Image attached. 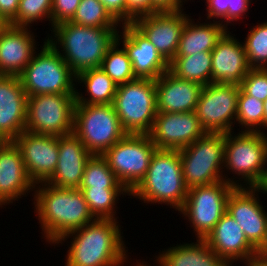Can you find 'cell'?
<instances>
[{"instance_id":"6da1fadb","label":"cell","mask_w":267,"mask_h":266,"mask_svg":"<svg viewBox=\"0 0 267 266\" xmlns=\"http://www.w3.org/2000/svg\"><path fill=\"white\" fill-rule=\"evenodd\" d=\"M33 190L34 212L41 224L43 238L51 246L95 220L78 188H58L45 182L35 184Z\"/></svg>"},{"instance_id":"7a4b0ae2","label":"cell","mask_w":267,"mask_h":266,"mask_svg":"<svg viewBox=\"0 0 267 266\" xmlns=\"http://www.w3.org/2000/svg\"><path fill=\"white\" fill-rule=\"evenodd\" d=\"M118 221L95 219L61 238L56 245L73 236L64 266H124L129 255Z\"/></svg>"},{"instance_id":"3957f363","label":"cell","mask_w":267,"mask_h":266,"mask_svg":"<svg viewBox=\"0 0 267 266\" xmlns=\"http://www.w3.org/2000/svg\"><path fill=\"white\" fill-rule=\"evenodd\" d=\"M117 28L87 27L70 21L55 25L46 39L75 75L98 68L108 48L116 41ZM61 49V51H60ZM62 52V53H61Z\"/></svg>"},{"instance_id":"277c9868","label":"cell","mask_w":267,"mask_h":266,"mask_svg":"<svg viewBox=\"0 0 267 266\" xmlns=\"http://www.w3.org/2000/svg\"><path fill=\"white\" fill-rule=\"evenodd\" d=\"M187 192L179 150L156 149L145 177L130 192V196L144 203L165 204L179 211Z\"/></svg>"},{"instance_id":"5b68a950","label":"cell","mask_w":267,"mask_h":266,"mask_svg":"<svg viewBox=\"0 0 267 266\" xmlns=\"http://www.w3.org/2000/svg\"><path fill=\"white\" fill-rule=\"evenodd\" d=\"M18 75L28 97L38 94L75 95L76 75L60 53L46 41ZM39 52V53H38Z\"/></svg>"},{"instance_id":"8992f818","label":"cell","mask_w":267,"mask_h":266,"mask_svg":"<svg viewBox=\"0 0 267 266\" xmlns=\"http://www.w3.org/2000/svg\"><path fill=\"white\" fill-rule=\"evenodd\" d=\"M224 153V133H205L200 139L180 149L186 188L210 185L222 180L231 184L232 178L226 177L223 171Z\"/></svg>"},{"instance_id":"52a82bcc","label":"cell","mask_w":267,"mask_h":266,"mask_svg":"<svg viewBox=\"0 0 267 266\" xmlns=\"http://www.w3.org/2000/svg\"><path fill=\"white\" fill-rule=\"evenodd\" d=\"M113 106L127 134L148 135L158 113L156 80L137 78L118 85Z\"/></svg>"},{"instance_id":"ba28073f","label":"cell","mask_w":267,"mask_h":266,"mask_svg":"<svg viewBox=\"0 0 267 266\" xmlns=\"http://www.w3.org/2000/svg\"><path fill=\"white\" fill-rule=\"evenodd\" d=\"M266 146L267 133L264 132L240 131L234 134L233 131L225 134L223 171L232 172L233 177L239 176L231 180L232 186L261 188V171Z\"/></svg>"},{"instance_id":"9c48e42d","label":"cell","mask_w":267,"mask_h":266,"mask_svg":"<svg viewBox=\"0 0 267 266\" xmlns=\"http://www.w3.org/2000/svg\"><path fill=\"white\" fill-rule=\"evenodd\" d=\"M73 133L92 155H103L127 134L113 104H75Z\"/></svg>"},{"instance_id":"30bf717a","label":"cell","mask_w":267,"mask_h":266,"mask_svg":"<svg viewBox=\"0 0 267 266\" xmlns=\"http://www.w3.org/2000/svg\"><path fill=\"white\" fill-rule=\"evenodd\" d=\"M235 187L224 180L188 189L178 211L190 222L196 239L204 240L227 211V199Z\"/></svg>"},{"instance_id":"8fae6325","label":"cell","mask_w":267,"mask_h":266,"mask_svg":"<svg viewBox=\"0 0 267 266\" xmlns=\"http://www.w3.org/2000/svg\"><path fill=\"white\" fill-rule=\"evenodd\" d=\"M156 149L149 135L126 134L102 156L120 183L131 192L145 177Z\"/></svg>"},{"instance_id":"7c38bea8","label":"cell","mask_w":267,"mask_h":266,"mask_svg":"<svg viewBox=\"0 0 267 266\" xmlns=\"http://www.w3.org/2000/svg\"><path fill=\"white\" fill-rule=\"evenodd\" d=\"M76 95L38 94L27 99L25 130L61 136L73 132Z\"/></svg>"},{"instance_id":"4fadbf2b","label":"cell","mask_w":267,"mask_h":266,"mask_svg":"<svg viewBox=\"0 0 267 266\" xmlns=\"http://www.w3.org/2000/svg\"><path fill=\"white\" fill-rule=\"evenodd\" d=\"M240 85L210 83L203 86L195 114L206 133L233 132Z\"/></svg>"},{"instance_id":"5bb4252c","label":"cell","mask_w":267,"mask_h":266,"mask_svg":"<svg viewBox=\"0 0 267 266\" xmlns=\"http://www.w3.org/2000/svg\"><path fill=\"white\" fill-rule=\"evenodd\" d=\"M266 195L267 189L235 187L227 199V211L239 224L247 240L257 249L264 241L267 212L259 202L258 193Z\"/></svg>"},{"instance_id":"9a60e30c","label":"cell","mask_w":267,"mask_h":266,"mask_svg":"<svg viewBox=\"0 0 267 266\" xmlns=\"http://www.w3.org/2000/svg\"><path fill=\"white\" fill-rule=\"evenodd\" d=\"M184 10L159 11L136 18L132 24L155 46L169 63L177 53L187 19Z\"/></svg>"},{"instance_id":"2e32d148","label":"cell","mask_w":267,"mask_h":266,"mask_svg":"<svg viewBox=\"0 0 267 266\" xmlns=\"http://www.w3.org/2000/svg\"><path fill=\"white\" fill-rule=\"evenodd\" d=\"M19 148L26 173L34 184L47 182L59 157L58 136L22 132L14 141Z\"/></svg>"},{"instance_id":"e0dca14e","label":"cell","mask_w":267,"mask_h":266,"mask_svg":"<svg viewBox=\"0 0 267 266\" xmlns=\"http://www.w3.org/2000/svg\"><path fill=\"white\" fill-rule=\"evenodd\" d=\"M205 133L195 111L158 112L148 135L157 149L180 150Z\"/></svg>"},{"instance_id":"ac0fdd59","label":"cell","mask_w":267,"mask_h":266,"mask_svg":"<svg viewBox=\"0 0 267 266\" xmlns=\"http://www.w3.org/2000/svg\"><path fill=\"white\" fill-rule=\"evenodd\" d=\"M120 25L122 32H117L116 40L126 50L137 78L156 80L169 70V63L132 23Z\"/></svg>"},{"instance_id":"d6986e66","label":"cell","mask_w":267,"mask_h":266,"mask_svg":"<svg viewBox=\"0 0 267 266\" xmlns=\"http://www.w3.org/2000/svg\"><path fill=\"white\" fill-rule=\"evenodd\" d=\"M207 245L230 266L240 261L251 266L256 258V248L247 240L235 219L226 212L204 239Z\"/></svg>"},{"instance_id":"ffe728a7","label":"cell","mask_w":267,"mask_h":266,"mask_svg":"<svg viewBox=\"0 0 267 266\" xmlns=\"http://www.w3.org/2000/svg\"><path fill=\"white\" fill-rule=\"evenodd\" d=\"M27 99L18 76L0 75V135L5 141L25 131Z\"/></svg>"},{"instance_id":"44dd1931","label":"cell","mask_w":267,"mask_h":266,"mask_svg":"<svg viewBox=\"0 0 267 266\" xmlns=\"http://www.w3.org/2000/svg\"><path fill=\"white\" fill-rule=\"evenodd\" d=\"M30 29L6 24L0 31V75L18 76L30 63L38 50Z\"/></svg>"},{"instance_id":"7402d4cb","label":"cell","mask_w":267,"mask_h":266,"mask_svg":"<svg viewBox=\"0 0 267 266\" xmlns=\"http://www.w3.org/2000/svg\"><path fill=\"white\" fill-rule=\"evenodd\" d=\"M34 187L19 148L13 141H6L0 147V207L25 197Z\"/></svg>"},{"instance_id":"603a6c76","label":"cell","mask_w":267,"mask_h":266,"mask_svg":"<svg viewBox=\"0 0 267 266\" xmlns=\"http://www.w3.org/2000/svg\"><path fill=\"white\" fill-rule=\"evenodd\" d=\"M212 83L240 85L251 69L243 42L227 31L211 51Z\"/></svg>"},{"instance_id":"cb8c5ba5","label":"cell","mask_w":267,"mask_h":266,"mask_svg":"<svg viewBox=\"0 0 267 266\" xmlns=\"http://www.w3.org/2000/svg\"><path fill=\"white\" fill-rule=\"evenodd\" d=\"M58 148L56 169L46 183L58 188H79L86 162L92 154L73 132L58 136Z\"/></svg>"},{"instance_id":"d4e9b609","label":"cell","mask_w":267,"mask_h":266,"mask_svg":"<svg viewBox=\"0 0 267 266\" xmlns=\"http://www.w3.org/2000/svg\"><path fill=\"white\" fill-rule=\"evenodd\" d=\"M202 89L201 84L180 79L167 70L156 79L157 111H195Z\"/></svg>"},{"instance_id":"484cf974","label":"cell","mask_w":267,"mask_h":266,"mask_svg":"<svg viewBox=\"0 0 267 266\" xmlns=\"http://www.w3.org/2000/svg\"><path fill=\"white\" fill-rule=\"evenodd\" d=\"M155 258V266H230L200 239L194 243H177Z\"/></svg>"},{"instance_id":"4316f807","label":"cell","mask_w":267,"mask_h":266,"mask_svg":"<svg viewBox=\"0 0 267 266\" xmlns=\"http://www.w3.org/2000/svg\"><path fill=\"white\" fill-rule=\"evenodd\" d=\"M228 29L219 21L195 23L191 16L183 29L176 56H190L198 52H211Z\"/></svg>"},{"instance_id":"83f0119b","label":"cell","mask_w":267,"mask_h":266,"mask_svg":"<svg viewBox=\"0 0 267 266\" xmlns=\"http://www.w3.org/2000/svg\"><path fill=\"white\" fill-rule=\"evenodd\" d=\"M77 82L83 84L87 93L84 96L89 97L76 90V104H113L117 85L100 67L79 73Z\"/></svg>"},{"instance_id":"f1b7e54d","label":"cell","mask_w":267,"mask_h":266,"mask_svg":"<svg viewBox=\"0 0 267 266\" xmlns=\"http://www.w3.org/2000/svg\"><path fill=\"white\" fill-rule=\"evenodd\" d=\"M169 71L176 77L202 86L212 83L211 52H198L190 56H175L169 62Z\"/></svg>"},{"instance_id":"f546056e","label":"cell","mask_w":267,"mask_h":266,"mask_svg":"<svg viewBox=\"0 0 267 266\" xmlns=\"http://www.w3.org/2000/svg\"><path fill=\"white\" fill-rule=\"evenodd\" d=\"M82 191L88 208L95 219H118L115 217L119 196H130L126 188H78ZM118 199V200H117Z\"/></svg>"},{"instance_id":"4dcf8cb0","label":"cell","mask_w":267,"mask_h":266,"mask_svg":"<svg viewBox=\"0 0 267 266\" xmlns=\"http://www.w3.org/2000/svg\"><path fill=\"white\" fill-rule=\"evenodd\" d=\"M100 68L117 86L137 79L126 50L117 40L108 48Z\"/></svg>"},{"instance_id":"1f68e13d","label":"cell","mask_w":267,"mask_h":266,"mask_svg":"<svg viewBox=\"0 0 267 266\" xmlns=\"http://www.w3.org/2000/svg\"><path fill=\"white\" fill-rule=\"evenodd\" d=\"M70 22L87 27L120 28V23L100 0H81Z\"/></svg>"},{"instance_id":"d6a6232c","label":"cell","mask_w":267,"mask_h":266,"mask_svg":"<svg viewBox=\"0 0 267 266\" xmlns=\"http://www.w3.org/2000/svg\"><path fill=\"white\" fill-rule=\"evenodd\" d=\"M79 188H125L102 155H92L86 162Z\"/></svg>"},{"instance_id":"836d02e7","label":"cell","mask_w":267,"mask_h":266,"mask_svg":"<svg viewBox=\"0 0 267 266\" xmlns=\"http://www.w3.org/2000/svg\"><path fill=\"white\" fill-rule=\"evenodd\" d=\"M264 103L240 89L235 124L241 132H263Z\"/></svg>"},{"instance_id":"e575fe53","label":"cell","mask_w":267,"mask_h":266,"mask_svg":"<svg viewBox=\"0 0 267 266\" xmlns=\"http://www.w3.org/2000/svg\"><path fill=\"white\" fill-rule=\"evenodd\" d=\"M253 0H206L207 20L216 21L224 25L227 29L228 25L246 15ZM216 18V19H215ZM223 19V20H222Z\"/></svg>"},{"instance_id":"d590c367","label":"cell","mask_w":267,"mask_h":266,"mask_svg":"<svg viewBox=\"0 0 267 266\" xmlns=\"http://www.w3.org/2000/svg\"><path fill=\"white\" fill-rule=\"evenodd\" d=\"M243 44L250 68L267 69V22L251 26Z\"/></svg>"},{"instance_id":"8d00e7d4","label":"cell","mask_w":267,"mask_h":266,"mask_svg":"<svg viewBox=\"0 0 267 266\" xmlns=\"http://www.w3.org/2000/svg\"><path fill=\"white\" fill-rule=\"evenodd\" d=\"M53 0H20L16 17L9 23L16 27H31L37 21H50Z\"/></svg>"},{"instance_id":"74e56055","label":"cell","mask_w":267,"mask_h":266,"mask_svg":"<svg viewBox=\"0 0 267 266\" xmlns=\"http://www.w3.org/2000/svg\"><path fill=\"white\" fill-rule=\"evenodd\" d=\"M240 87L247 95L264 102L267 98V69L251 68Z\"/></svg>"},{"instance_id":"f35d334b","label":"cell","mask_w":267,"mask_h":266,"mask_svg":"<svg viewBox=\"0 0 267 266\" xmlns=\"http://www.w3.org/2000/svg\"><path fill=\"white\" fill-rule=\"evenodd\" d=\"M81 0H53L51 9V28L62 22L70 21Z\"/></svg>"},{"instance_id":"ab89813d","label":"cell","mask_w":267,"mask_h":266,"mask_svg":"<svg viewBox=\"0 0 267 266\" xmlns=\"http://www.w3.org/2000/svg\"><path fill=\"white\" fill-rule=\"evenodd\" d=\"M152 0H127V23L136 18L159 12Z\"/></svg>"},{"instance_id":"60d3db41","label":"cell","mask_w":267,"mask_h":266,"mask_svg":"<svg viewBox=\"0 0 267 266\" xmlns=\"http://www.w3.org/2000/svg\"><path fill=\"white\" fill-rule=\"evenodd\" d=\"M109 13L120 23H127V0H100Z\"/></svg>"},{"instance_id":"b9f144b4","label":"cell","mask_w":267,"mask_h":266,"mask_svg":"<svg viewBox=\"0 0 267 266\" xmlns=\"http://www.w3.org/2000/svg\"><path fill=\"white\" fill-rule=\"evenodd\" d=\"M20 0H0V18L9 24L17 14Z\"/></svg>"},{"instance_id":"7bdbcfd3","label":"cell","mask_w":267,"mask_h":266,"mask_svg":"<svg viewBox=\"0 0 267 266\" xmlns=\"http://www.w3.org/2000/svg\"><path fill=\"white\" fill-rule=\"evenodd\" d=\"M184 0H152V3L160 10V11H178L184 10L183 3Z\"/></svg>"},{"instance_id":"ee69618b","label":"cell","mask_w":267,"mask_h":266,"mask_svg":"<svg viewBox=\"0 0 267 266\" xmlns=\"http://www.w3.org/2000/svg\"><path fill=\"white\" fill-rule=\"evenodd\" d=\"M261 188L267 189V146L264 151L263 167L261 171Z\"/></svg>"},{"instance_id":"f6af8a7d","label":"cell","mask_w":267,"mask_h":266,"mask_svg":"<svg viewBox=\"0 0 267 266\" xmlns=\"http://www.w3.org/2000/svg\"><path fill=\"white\" fill-rule=\"evenodd\" d=\"M256 258H266L267 259V226H266V235L264 241L256 249Z\"/></svg>"},{"instance_id":"bcb514c9","label":"cell","mask_w":267,"mask_h":266,"mask_svg":"<svg viewBox=\"0 0 267 266\" xmlns=\"http://www.w3.org/2000/svg\"><path fill=\"white\" fill-rule=\"evenodd\" d=\"M263 103H264L263 132H265V130H267V98Z\"/></svg>"},{"instance_id":"7dc6e473","label":"cell","mask_w":267,"mask_h":266,"mask_svg":"<svg viewBox=\"0 0 267 266\" xmlns=\"http://www.w3.org/2000/svg\"><path fill=\"white\" fill-rule=\"evenodd\" d=\"M251 266H267V259L255 258Z\"/></svg>"},{"instance_id":"c3c4849f","label":"cell","mask_w":267,"mask_h":266,"mask_svg":"<svg viewBox=\"0 0 267 266\" xmlns=\"http://www.w3.org/2000/svg\"><path fill=\"white\" fill-rule=\"evenodd\" d=\"M137 263L138 264H136L134 266H152L151 264L148 265L146 262H143V261H142V263H141V261L140 262L137 261ZM152 264H153V266L155 265L154 263H152Z\"/></svg>"},{"instance_id":"681fc988","label":"cell","mask_w":267,"mask_h":266,"mask_svg":"<svg viewBox=\"0 0 267 266\" xmlns=\"http://www.w3.org/2000/svg\"><path fill=\"white\" fill-rule=\"evenodd\" d=\"M6 25V23L0 18V31Z\"/></svg>"},{"instance_id":"f907efd6","label":"cell","mask_w":267,"mask_h":266,"mask_svg":"<svg viewBox=\"0 0 267 266\" xmlns=\"http://www.w3.org/2000/svg\"><path fill=\"white\" fill-rule=\"evenodd\" d=\"M6 141L4 140V138L1 137L0 135V147L5 143Z\"/></svg>"}]
</instances>
